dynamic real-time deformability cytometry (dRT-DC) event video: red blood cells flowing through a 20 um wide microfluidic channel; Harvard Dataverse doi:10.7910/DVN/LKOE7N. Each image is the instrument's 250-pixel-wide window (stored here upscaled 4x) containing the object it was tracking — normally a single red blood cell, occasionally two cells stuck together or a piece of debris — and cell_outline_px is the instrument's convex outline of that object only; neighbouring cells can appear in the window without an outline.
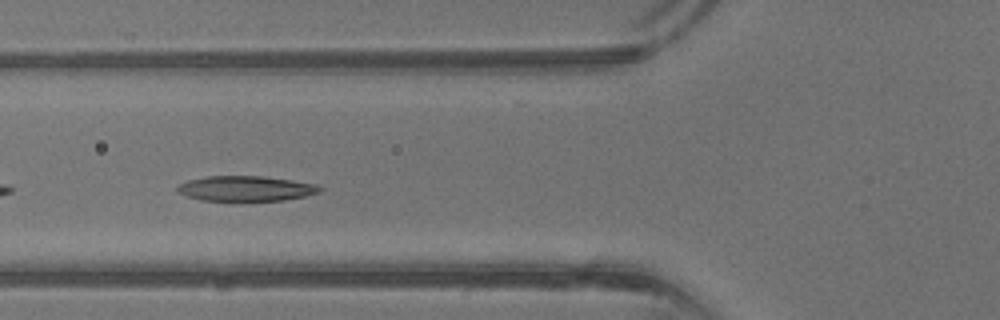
{"species": "common noctule bat (a hibernating species)", "species_latin": "Nyctalus noctula", "temperature_condition": "warm", "stored_images_in_passage": 18, "camera_frame_rate_fps": 3000, "um_per_image_px": 0.085, "animal": {"sex": "male", "body_mass_g": 13.3}, "frame": {"image": 1, "passage_image": 8, "time_ms": 2.333, "image_size_px": [1000, 320], "cell_outline_px": [[324, 188], [320, 192], [304, 196], [284, 200], [200, 200], [184, 196], [176, 192], [176, 188], [180, 184], [188, 180], [204, 176], [264, 176], [292, 180], [316, 184]], "centroid_in_image_um": [20.87, 16.01], "position_along_channel_um": 104.9, "area_um2": 20.92}}
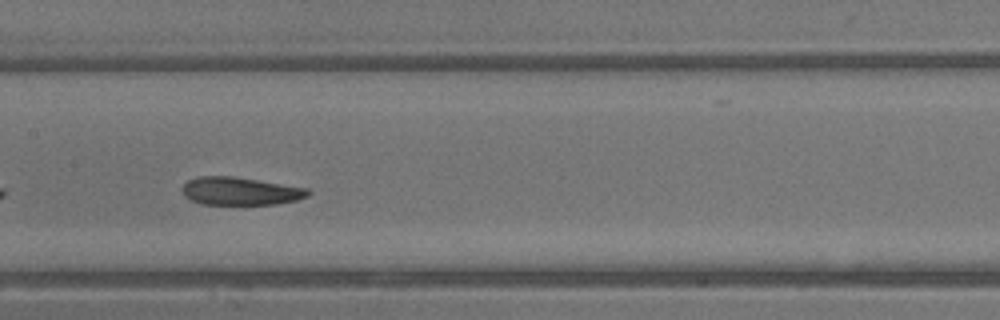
{"frame": {"image": 2, "passage_image": 13, "time_ms": 4.0, "image_size_px": [1000, 320], "cell_outline_px": [[312, 192], [308, 196], [296, 200], [276, 204], [200, 204], [184, 196], [180, 188], [188, 180], [196, 176], [232, 176], [308, 188]], "centroid_in_image_um": [20.4, 16.24], "position_along_channel_um": 187.0, "area_um2": 20.52}}
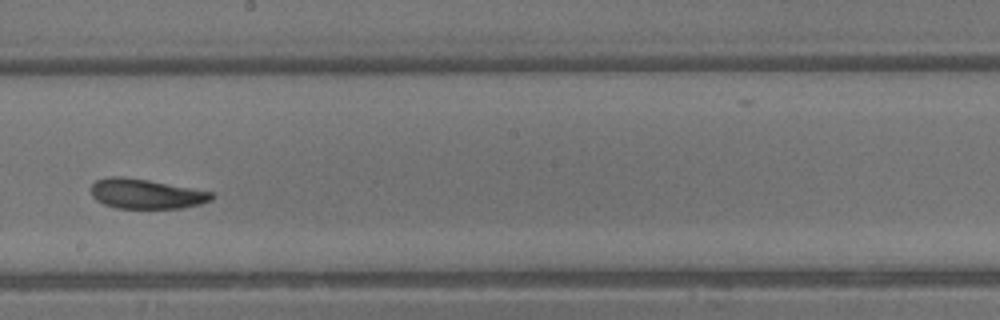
{"frame": {"image": 3, "passage_image": 16, "time_ms": 5.0, "image_size_px": [1000, 320], "cell_outline_px": [[216, 196], [212, 200], [200, 204], [180, 208], [116, 208], [104, 204], [96, 200], [92, 196], [92, 184], [96, 180], [108, 176], [120, 176], [148, 180], [212, 192]], "centroid_in_image_um": [12.41, 16.48], "position_along_channel_um": 235.8, "area_um2": 20.87}}